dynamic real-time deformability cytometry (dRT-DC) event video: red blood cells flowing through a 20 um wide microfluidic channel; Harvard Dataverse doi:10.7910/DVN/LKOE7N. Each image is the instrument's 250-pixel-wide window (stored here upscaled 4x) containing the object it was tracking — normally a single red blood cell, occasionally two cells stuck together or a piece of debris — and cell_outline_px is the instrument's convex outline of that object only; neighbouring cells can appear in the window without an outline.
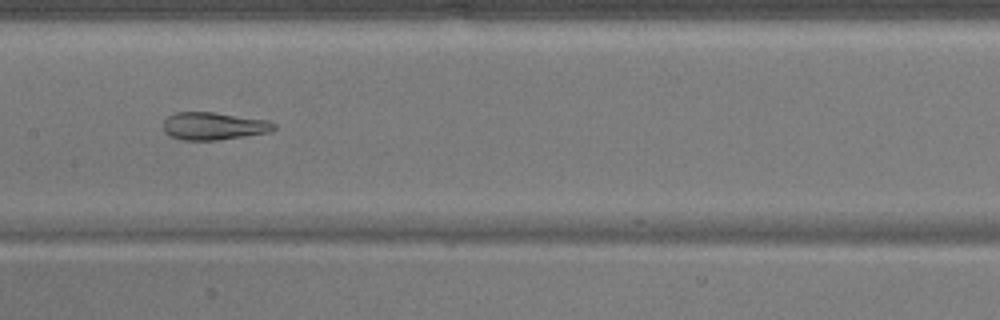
{"species": "common noctule bat (a hibernating species)", "species_latin": "Nyctalus noctula", "temperature_condition": "warm", "stored_images_in_passage": 50, "camera_frame_rate_fps": 3000, "um_per_image_px": 0.085, "animal": {"sex": "male", "body_mass_g": 17.9}, "frame": {"image": 1, "passage_image": 25, "time_ms": 8.0, "image_size_px": [1000, 320], "cell_outline_px": [[276, 128], [268, 132], [244, 136], [216, 140], [184, 140], [172, 136], [164, 132], [164, 120], [168, 116], [176, 112], [212, 112], [268, 120], [276, 124]], "centroid_in_image_um": [18.16, 10.71], "position_along_channel_um": 189.2, "area_um2": 17.63}}
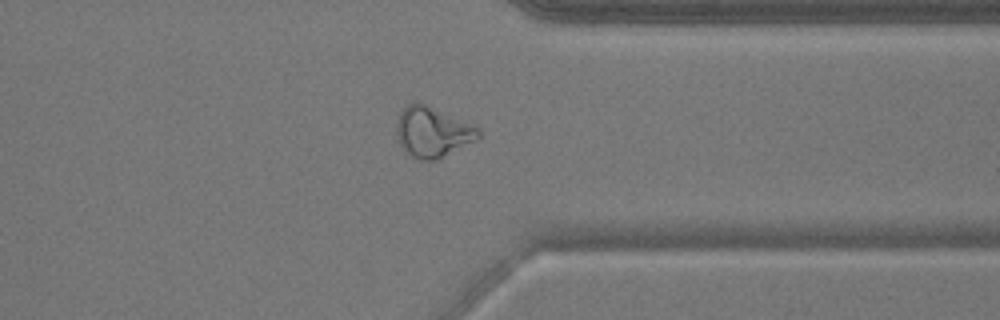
{"frame": {"image": 2, "passage_image": 39, "time_ms": 12.667, "image_size_px": [1000, 320], "cell_outline_px": [[480, 136], [436, 160], [420, 160], [412, 156], [400, 144], [396, 136], [396, 124], [400, 112], [408, 104], [416, 100], [420, 100], [480, 128]], "centroid_in_image_um": [36.72, 11.16], "position_along_channel_um": 374.7, "area_um2": 23.87}}
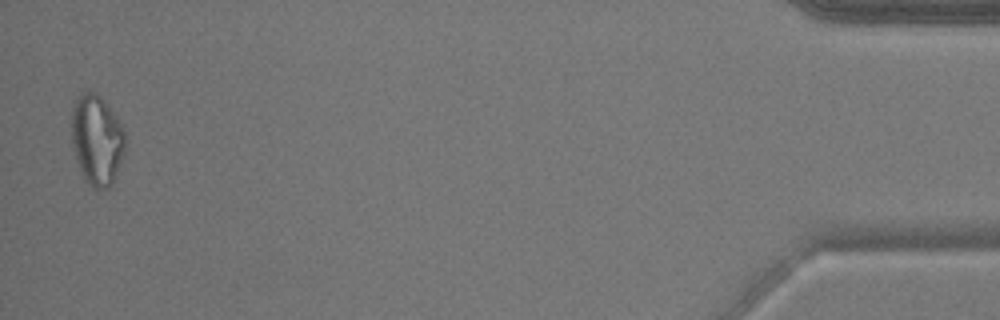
{"frame": {"image": 3, "passage_image": 49, "time_ms": 16.0, "image_size_px": [1000, 320], "cell_outline_px": [[124, 152], [112, 184], [108, 188], [96, 192], [84, 180], [76, 160], [72, 144], [72, 108], [76, 100], [84, 92], [96, 92], [104, 100], [124, 128]], "centroid_in_image_um": [8.22, 11.94], "position_along_channel_um": 427.0, "area_um2": 28.21}}